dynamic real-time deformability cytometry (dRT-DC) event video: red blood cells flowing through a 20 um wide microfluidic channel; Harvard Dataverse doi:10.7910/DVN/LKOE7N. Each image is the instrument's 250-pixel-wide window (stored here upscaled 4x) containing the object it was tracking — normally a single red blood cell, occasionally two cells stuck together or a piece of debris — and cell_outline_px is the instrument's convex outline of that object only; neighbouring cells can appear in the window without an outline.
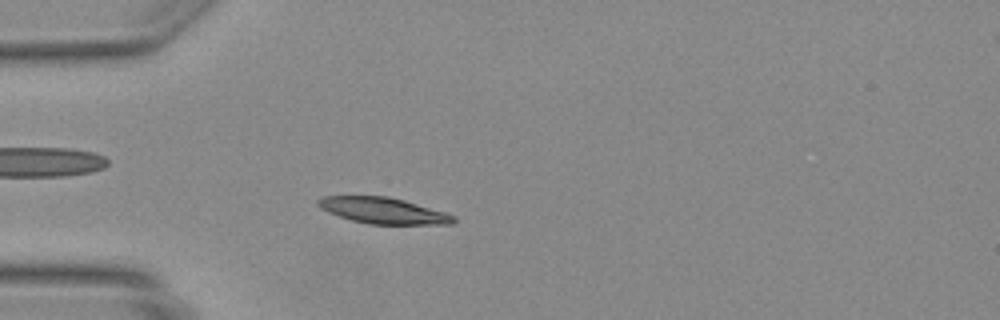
{"species": "Egyptian fruit bat (a non-hibernating species)", "species_latin": "Rousettus aegyptiacus", "temperature_condition": "warm", "stored_images_in_passage": 48, "camera_frame_rate_fps": 3000, "um_per_image_px": 0.085, "animal": {"sex": "female"}, "frame": {"image": 1, "passage_image": 14, "time_ms": 4.333, "image_size_px": [1000, 320], "cell_outline_px": [[452, 220], [420, 224], [376, 224], [356, 220], [332, 212], [324, 208], [320, 204], [320, 200], [332, 196], [380, 196], [400, 200], [452, 216]], "centroid_in_image_um": [32.46, 17.88], "position_along_channel_um": 52.5, "area_um2": 18.26}}
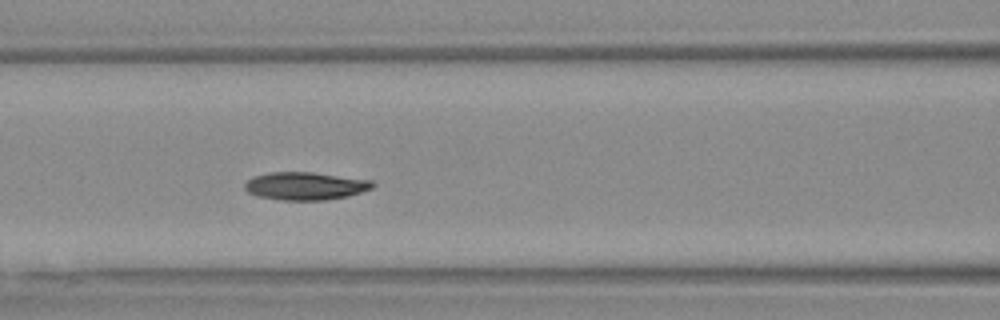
{"frame": {"image": 2, "passage_image": 21, "time_ms": 6.667, "image_size_px": [1000, 320], "cell_outline_px": [[372, 184], [368, 188], [344, 196], [312, 200], [296, 200], [268, 196], [252, 192], [248, 188], [248, 184], [252, 180], [260, 176], [280, 172], [304, 172], [352, 180]], "centroid_in_image_um": [25.87, 15.82], "position_along_channel_um": 140.7, "area_um2": 17.69}}
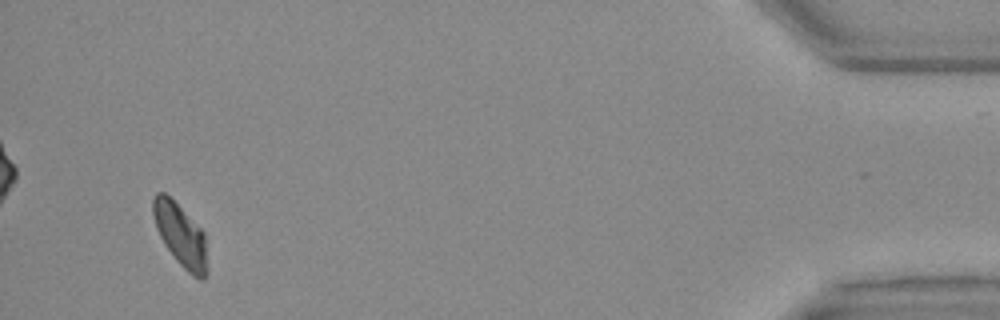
{"frame": {"image": 3, "passage_image": 46, "time_ms": 15.0, "image_size_px": [1000, 320], "cell_outline_px": [[204, 276], [196, 276], [168, 248], [156, 224], [152, 208], [156, 196], [160, 192], [164, 192], [176, 204], [200, 232], [204, 248]], "centroid_in_image_um": [15.25, 19.87], "position_along_channel_um": 419.9, "area_um2": 16.76}}